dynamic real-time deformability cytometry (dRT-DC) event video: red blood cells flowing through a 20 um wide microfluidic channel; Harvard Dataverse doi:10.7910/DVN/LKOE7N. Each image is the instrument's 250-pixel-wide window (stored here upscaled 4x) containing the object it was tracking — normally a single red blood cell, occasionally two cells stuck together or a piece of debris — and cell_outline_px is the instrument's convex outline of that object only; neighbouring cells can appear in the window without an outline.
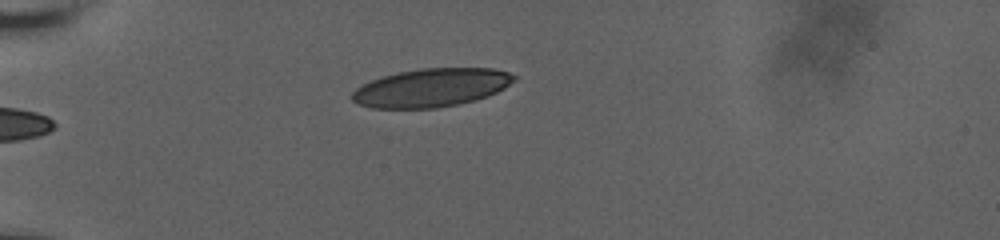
{"species": "human", "species_latin": "Homo sapiens", "temperature_condition": "room temperature", "stored_images_in_passage": 37, "camera_frame_rate_fps": 3000, "um_per_image_px": 0.085, "donor": {"sex": "male"}, "frame": {"image": 1, "passage_image": 1, "time_ms": 0.0, "image_size_px": [1000, 240], "cell_outline_px": [[516, 80], [504, 88], [488, 96], [476, 100], [436, 108], [372, 108], [360, 104], [352, 100], [352, 92], [356, 88], [372, 80], [396, 72], [424, 68], [492, 68], [508, 72], [516, 76]], "centroid_in_image_um": [36.68, 7.45], "position_along_channel_um": 48.3, "area_um2": 36.07}}
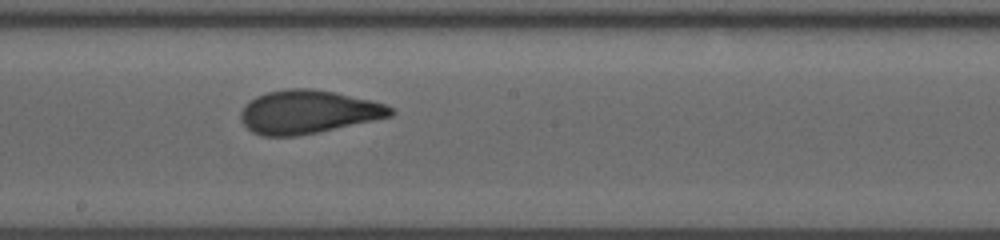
{"frame": {"image": 2, "passage_image": 18, "time_ms": 5.667, "image_size_px": [1000, 240], "cell_outline_px": [[396, 112], [392, 116], [316, 132], [296, 136], [264, 136], [252, 132], [240, 120], [240, 112], [248, 100], [256, 96], [268, 92], [288, 88], [312, 88], [336, 92], [372, 100], [396, 108]], "centroid_in_image_um": [26.18, 9.5], "position_along_channel_um": 222.0, "area_um2": 37.92}}
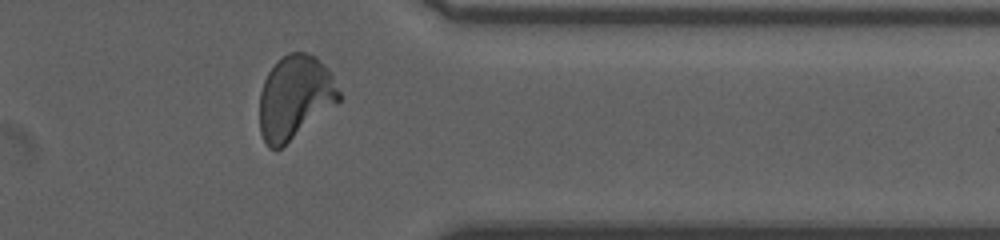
{"frame": {"image": 3, "passage_image": 32, "time_ms": 10.333, "image_size_px": [1000, 240], "cell_outline_px": [[340, 100], [336, 104], [280, 148], [268, 148], [260, 132], [260, 92], [264, 80], [268, 72], [276, 60], [288, 52], [304, 52], [316, 56], [332, 76], [340, 92]], "centroid_in_image_um": [25.04, 8.25], "position_along_channel_um": 386.4, "area_um2": 38.32}, "authors_computed_cell_mechanics": {"area_um2": 37.7434, "velocity_mm_per_s": 3.6503, "shape_relaxation_time_tau1_ms": 8.5384, "shape_relaxation_time_tau2_ms": 0.8277, "deformation_change_tau1": 0.2091, "deformation_change_tau2": 0.0729}}